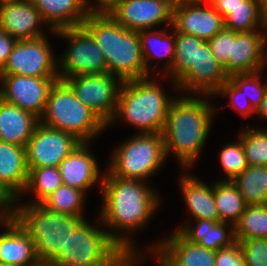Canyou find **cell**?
<instances>
[{
    "mask_svg": "<svg viewBox=\"0 0 267 266\" xmlns=\"http://www.w3.org/2000/svg\"><path fill=\"white\" fill-rule=\"evenodd\" d=\"M82 26L103 51L107 71L123 81L148 78L140 37L120 25L109 13H89Z\"/></svg>",
    "mask_w": 267,
    "mask_h": 266,
    "instance_id": "cell-1",
    "label": "cell"
},
{
    "mask_svg": "<svg viewBox=\"0 0 267 266\" xmlns=\"http://www.w3.org/2000/svg\"><path fill=\"white\" fill-rule=\"evenodd\" d=\"M213 113L207 101L173 99L162 131L166 156L172 149L183 167L195 162L209 133Z\"/></svg>",
    "mask_w": 267,
    "mask_h": 266,
    "instance_id": "cell-2",
    "label": "cell"
},
{
    "mask_svg": "<svg viewBox=\"0 0 267 266\" xmlns=\"http://www.w3.org/2000/svg\"><path fill=\"white\" fill-rule=\"evenodd\" d=\"M102 179V223L117 229L144 226L159 205L155 192L140 180L121 179L109 173Z\"/></svg>",
    "mask_w": 267,
    "mask_h": 266,
    "instance_id": "cell-3",
    "label": "cell"
},
{
    "mask_svg": "<svg viewBox=\"0 0 267 266\" xmlns=\"http://www.w3.org/2000/svg\"><path fill=\"white\" fill-rule=\"evenodd\" d=\"M120 235L92 227L84 219L70 234L54 266H119L133 257L132 243ZM131 243V244H130Z\"/></svg>",
    "mask_w": 267,
    "mask_h": 266,
    "instance_id": "cell-4",
    "label": "cell"
},
{
    "mask_svg": "<svg viewBox=\"0 0 267 266\" xmlns=\"http://www.w3.org/2000/svg\"><path fill=\"white\" fill-rule=\"evenodd\" d=\"M148 80L144 78L123 81L116 111L109 123L121 115L128 123L141 129V133L162 134L173 100L165 97L158 84Z\"/></svg>",
    "mask_w": 267,
    "mask_h": 266,
    "instance_id": "cell-5",
    "label": "cell"
},
{
    "mask_svg": "<svg viewBox=\"0 0 267 266\" xmlns=\"http://www.w3.org/2000/svg\"><path fill=\"white\" fill-rule=\"evenodd\" d=\"M16 221L34 241L39 261H53L65 248L70 234L84 220L83 217L55 213L41 204L16 207Z\"/></svg>",
    "mask_w": 267,
    "mask_h": 266,
    "instance_id": "cell-6",
    "label": "cell"
},
{
    "mask_svg": "<svg viewBox=\"0 0 267 266\" xmlns=\"http://www.w3.org/2000/svg\"><path fill=\"white\" fill-rule=\"evenodd\" d=\"M42 117H45L42 118ZM39 121L45 126L75 135L88 143L107 124L89 107L85 106L72 89L57 80L50 89L44 112Z\"/></svg>",
    "mask_w": 267,
    "mask_h": 266,
    "instance_id": "cell-7",
    "label": "cell"
},
{
    "mask_svg": "<svg viewBox=\"0 0 267 266\" xmlns=\"http://www.w3.org/2000/svg\"><path fill=\"white\" fill-rule=\"evenodd\" d=\"M117 149L108 173L121 179L143 181L155 173L166 158L160 133H141Z\"/></svg>",
    "mask_w": 267,
    "mask_h": 266,
    "instance_id": "cell-8",
    "label": "cell"
},
{
    "mask_svg": "<svg viewBox=\"0 0 267 266\" xmlns=\"http://www.w3.org/2000/svg\"><path fill=\"white\" fill-rule=\"evenodd\" d=\"M69 40V50L62 57L58 78L64 81L71 77L107 73L103 51L92 35L83 27H71L55 31ZM61 72V73H60Z\"/></svg>",
    "mask_w": 267,
    "mask_h": 266,
    "instance_id": "cell-9",
    "label": "cell"
},
{
    "mask_svg": "<svg viewBox=\"0 0 267 266\" xmlns=\"http://www.w3.org/2000/svg\"><path fill=\"white\" fill-rule=\"evenodd\" d=\"M81 143L75 135L39 122L26 145L27 168L59 167L60 162Z\"/></svg>",
    "mask_w": 267,
    "mask_h": 266,
    "instance_id": "cell-10",
    "label": "cell"
},
{
    "mask_svg": "<svg viewBox=\"0 0 267 266\" xmlns=\"http://www.w3.org/2000/svg\"><path fill=\"white\" fill-rule=\"evenodd\" d=\"M114 75L107 73L71 77L64 82L75 96L108 126L113 119L119 92Z\"/></svg>",
    "mask_w": 267,
    "mask_h": 266,
    "instance_id": "cell-11",
    "label": "cell"
},
{
    "mask_svg": "<svg viewBox=\"0 0 267 266\" xmlns=\"http://www.w3.org/2000/svg\"><path fill=\"white\" fill-rule=\"evenodd\" d=\"M45 38L17 41L0 75L58 77L57 64Z\"/></svg>",
    "mask_w": 267,
    "mask_h": 266,
    "instance_id": "cell-12",
    "label": "cell"
},
{
    "mask_svg": "<svg viewBox=\"0 0 267 266\" xmlns=\"http://www.w3.org/2000/svg\"><path fill=\"white\" fill-rule=\"evenodd\" d=\"M4 83L0 98L19 108L33 113L41 120L50 89L58 77H31L23 75H1Z\"/></svg>",
    "mask_w": 267,
    "mask_h": 266,
    "instance_id": "cell-13",
    "label": "cell"
},
{
    "mask_svg": "<svg viewBox=\"0 0 267 266\" xmlns=\"http://www.w3.org/2000/svg\"><path fill=\"white\" fill-rule=\"evenodd\" d=\"M173 5L171 0H121L109 14L124 28L138 32L163 22L172 24Z\"/></svg>",
    "mask_w": 267,
    "mask_h": 266,
    "instance_id": "cell-14",
    "label": "cell"
},
{
    "mask_svg": "<svg viewBox=\"0 0 267 266\" xmlns=\"http://www.w3.org/2000/svg\"><path fill=\"white\" fill-rule=\"evenodd\" d=\"M201 2H176L172 9V24L175 31L193 35L205 41L210 40L224 27V18L210 2L208 8Z\"/></svg>",
    "mask_w": 267,
    "mask_h": 266,
    "instance_id": "cell-15",
    "label": "cell"
},
{
    "mask_svg": "<svg viewBox=\"0 0 267 266\" xmlns=\"http://www.w3.org/2000/svg\"><path fill=\"white\" fill-rule=\"evenodd\" d=\"M228 79L224 67L214 57L209 43L205 41L197 47L196 64L177 83V86L206 95H215Z\"/></svg>",
    "mask_w": 267,
    "mask_h": 266,
    "instance_id": "cell-16",
    "label": "cell"
},
{
    "mask_svg": "<svg viewBox=\"0 0 267 266\" xmlns=\"http://www.w3.org/2000/svg\"><path fill=\"white\" fill-rule=\"evenodd\" d=\"M261 32H235L231 41V55L224 67L228 76L239 73H253L261 71L265 64L264 47L267 35Z\"/></svg>",
    "mask_w": 267,
    "mask_h": 266,
    "instance_id": "cell-17",
    "label": "cell"
},
{
    "mask_svg": "<svg viewBox=\"0 0 267 266\" xmlns=\"http://www.w3.org/2000/svg\"><path fill=\"white\" fill-rule=\"evenodd\" d=\"M153 252L162 266H215L216 251L189 242L178 231Z\"/></svg>",
    "mask_w": 267,
    "mask_h": 266,
    "instance_id": "cell-18",
    "label": "cell"
},
{
    "mask_svg": "<svg viewBox=\"0 0 267 266\" xmlns=\"http://www.w3.org/2000/svg\"><path fill=\"white\" fill-rule=\"evenodd\" d=\"M44 22L32 0L7 4L0 7V28L16 41L44 36L38 24Z\"/></svg>",
    "mask_w": 267,
    "mask_h": 266,
    "instance_id": "cell-19",
    "label": "cell"
},
{
    "mask_svg": "<svg viewBox=\"0 0 267 266\" xmlns=\"http://www.w3.org/2000/svg\"><path fill=\"white\" fill-rule=\"evenodd\" d=\"M86 142H82L64 158L58 167L63 184L86 191L98 181L99 170L96 159L90 154Z\"/></svg>",
    "mask_w": 267,
    "mask_h": 266,
    "instance_id": "cell-20",
    "label": "cell"
},
{
    "mask_svg": "<svg viewBox=\"0 0 267 266\" xmlns=\"http://www.w3.org/2000/svg\"><path fill=\"white\" fill-rule=\"evenodd\" d=\"M8 228L0 234V263L29 266L38 261L33 239L16 221H3Z\"/></svg>",
    "mask_w": 267,
    "mask_h": 266,
    "instance_id": "cell-21",
    "label": "cell"
},
{
    "mask_svg": "<svg viewBox=\"0 0 267 266\" xmlns=\"http://www.w3.org/2000/svg\"><path fill=\"white\" fill-rule=\"evenodd\" d=\"M39 118L0 98V140L26 148Z\"/></svg>",
    "mask_w": 267,
    "mask_h": 266,
    "instance_id": "cell-22",
    "label": "cell"
},
{
    "mask_svg": "<svg viewBox=\"0 0 267 266\" xmlns=\"http://www.w3.org/2000/svg\"><path fill=\"white\" fill-rule=\"evenodd\" d=\"M52 30L82 26L88 16L87 0H32Z\"/></svg>",
    "mask_w": 267,
    "mask_h": 266,
    "instance_id": "cell-23",
    "label": "cell"
},
{
    "mask_svg": "<svg viewBox=\"0 0 267 266\" xmlns=\"http://www.w3.org/2000/svg\"><path fill=\"white\" fill-rule=\"evenodd\" d=\"M28 172L26 148L0 140V182L18 197L26 187Z\"/></svg>",
    "mask_w": 267,
    "mask_h": 266,
    "instance_id": "cell-24",
    "label": "cell"
},
{
    "mask_svg": "<svg viewBox=\"0 0 267 266\" xmlns=\"http://www.w3.org/2000/svg\"><path fill=\"white\" fill-rule=\"evenodd\" d=\"M181 188L195 220L203 219L219 222V214L214 199L213 188L193 177L185 176L181 179Z\"/></svg>",
    "mask_w": 267,
    "mask_h": 266,
    "instance_id": "cell-25",
    "label": "cell"
},
{
    "mask_svg": "<svg viewBox=\"0 0 267 266\" xmlns=\"http://www.w3.org/2000/svg\"><path fill=\"white\" fill-rule=\"evenodd\" d=\"M198 226L180 228L177 230L191 243H197L207 249L218 251L220 248L230 246L235 242L234 227L228 236L225 232L227 222H215L199 219ZM227 236V237H226Z\"/></svg>",
    "mask_w": 267,
    "mask_h": 266,
    "instance_id": "cell-26",
    "label": "cell"
},
{
    "mask_svg": "<svg viewBox=\"0 0 267 266\" xmlns=\"http://www.w3.org/2000/svg\"><path fill=\"white\" fill-rule=\"evenodd\" d=\"M219 222H230L232 227L239 221L246 204L237 186L232 181L221 180L213 187ZM228 219V220H227Z\"/></svg>",
    "mask_w": 267,
    "mask_h": 266,
    "instance_id": "cell-27",
    "label": "cell"
},
{
    "mask_svg": "<svg viewBox=\"0 0 267 266\" xmlns=\"http://www.w3.org/2000/svg\"><path fill=\"white\" fill-rule=\"evenodd\" d=\"M232 182L246 205L267 204V167L248 166Z\"/></svg>",
    "mask_w": 267,
    "mask_h": 266,
    "instance_id": "cell-28",
    "label": "cell"
},
{
    "mask_svg": "<svg viewBox=\"0 0 267 266\" xmlns=\"http://www.w3.org/2000/svg\"><path fill=\"white\" fill-rule=\"evenodd\" d=\"M235 241L267 238V204L247 205L234 225Z\"/></svg>",
    "mask_w": 267,
    "mask_h": 266,
    "instance_id": "cell-29",
    "label": "cell"
},
{
    "mask_svg": "<svg viewBox=\"0 0 267 266\" xmlns=\"http://www.w3.org/2000/svg\"><path fill=\"white\" fill-rule=\"evenodd\" d=\"M175 33V57L169 72L177 84L196 64L197 47H200L205 40L178 31Z\"/></svg>",
    "mask_w": 267,
    "mask_h": 266,
    "instance_id": "cell-30",
    "label": "cell"
},
{
    "mask_svg": "<svg viewBox=\"0 0 267 266\" xmlns=\"http://www.w3.org/2000/svg\"><path fill=\"white\" fill-rule=\"evenodd\" d=\"M84 193L82 190L62 184L41 205L51 212L83 217L81 209H83Z\"/></svg>",
    "mask_w": 267,
    "mask_h": 266,
    "instance_id": "cell-31",
    "label": "cell"
},
{
    "mask_svg": "<svg viewBox=\"0 0 267 266\" xmlns=\"http://www.w3.org/2000/svg\"><path fill=\"white\" fill-rule=\"evenodd\" d=\"M224 25L225 28L235 32L256 31L259 25L263 28L260 18V0L242 1V5L237 6L224 18Z\"/></svg>",
    "mask_w": 267,
    "mask_h": 266,
    "instance_id": "cell-32",
    "label": "cell"
},
{
    "mask_svg": "<svg viewBox=\"0 0 267 266\" xmlns=\"http://www.w3.org/2000/svg\"><path fill=\"white\" fill-rule=\"evenodd\" d=\"M28 181L24 191H35L36 202L41 204L53 191L63 184L58 167L28 169Z\"/></svg>",
    "mask_w": 267,
    "mask_h": 266,
    "instance_id": "cell-33",
    "label": "cell"
},
{
    "mask_svg": "<svg viewBox=\"0 0 267 266\" xmlns=\"http://www.w3.org/2000/svg\"><path fill=\"white\" fill-rule=\"evenodd\" d=\"M148 33L147 30H141L138 31L139 37H140V41H141V47H142V52H143V57H144V62H145V66H146V71L148 72V63L149 61V54L153 57H161V56H169L170 59H168L169 61H167L166 63V68L167 70L169 69V71L172 69L173 66V61H174V57H175V36H169L166 33ZM165 34V35H164ZM151 44H153L151 46ZM163 48L162 51L160 48ZM152 49V50H151ZM155 49H159L161 52L157 53L153 50ZM157 50V51H159ZM146 51L149 53H146ZM153 51V52H152ZM164 52V53H162ZM147 54V56H146ZM169 62V63H168Z\"/></svg>",
    "mask_w": 267,
    "mask_h": 266,
    "instance_id": "cell-34",
    "label": "cell"
},
{
    "mask_svg": "<svg viewBox=\"0 0 267 266\" xmlns=\"http://www.w3.org/2000/svg\"><path fill=\"white\" fill-rule=\"evenodd\" d=\"M240 136L248 166L267 167V132L248 129Z\"/></svg>",
    "mask_w": 267,
    "mask_h": 266,
    "instance_id": "cell-35",
    "label": "cell"
},
{
    "mask_svg": "<svg viewBox=\"0 0 267 266\" xmlns=\"http://www.w3.org/2000/svg\"><path fill=\"white\" fill-rule=\"evenodd\" d=\"M220 163L225 173L229 177V181H233L240 175L247 167L244 148L239 139V143L228 144L221 149Z\"/></svg>",
    "mask_w": 267,
    "mask_h": 266,
    "instance_id": "cell-36",
    "label": "cell"
},
{
    "mask_svg": "<svg viewBox=\"0 0 267 266\" xmlns=\"http://www.w3.org/2000/svg\"><path fill=\"white\" fill-rule=\"evenodd\" d=\"M259 71L253 73H239V74H232L229 76V79L239 88L242 90V93L245 95L246 93L250 97L253 94V97L250 98L252 101L250 102L252 108L257 111L260 107L261 101L263 100L266 86H262L259 83L258 79ZM246 90V91H245ZM250 90V91H249ZM252 91V92H251Z\"/></svg>",
    "mask_w": 267,
    "mask_h": 266,
    "instance_id": "cell-37",
    "label": "cell"
},
{
    "mask_svg": "<svg viewBox=\"0 0 267 266\" xmlns=\"http://www.w3.org/2000/svg\"><path fill=\"white\" fill-rule=\"evenodd\" d=\"M245 259V266H267V238L238 241Z\"/></svg>",
    "mask_w": 267,
    "mask_h": 266,
    "instance_id": "cell-38",
    "label": "cell"
},
{
    "mask_svg": "<svg viewBox=\"0 0 267 266\" xmlns=\"http://www.w3.org/2000/svg\"><path fill=\"white\" fill-rule=\"evenodd\" d=\"M234 38L235 31L224 27L220 32L207 41L210 45L212 54L223 67L228 63L229 55H231V41H233Z\"/></svg>",
    "mask_w": 267,
    "mask_h": 266,
    "instance_id": "cell-39",
    "label": "cell"
},
{
    "mask_svg": "<svg viewBox=\"0 0 267 266\" xmlns=\"http://www.w3.org/2000/svg\"><path fill=\"white\" fill-rule=\"evenodd\" d=\"M215 266H245V259L238 241L216 251Z\"/></svg>",
    "mask_w": 267,
    "mask_h": 266,
    "instance_id": "cell-40",
    "label": "cell"
},
{
    "mask_svg": "<svg viewBox=\"0 0 267 266\" xmlns=\"http://www.w3.org/2000/svg\"><path fill=\"white\" fill-rule=\"evenodd\" d=\"M217 93L218 94H224V95H229L230 96V98H231V103L233 104L232 105V107L234 106L235 108H238V103H237V99L238 98H241V96L240 95H244V94H242V90L241 89H239L230 79H228L220 88H219V90L216 92V95H217ZM239 100V99H238ZM239 102V101H238ZM237 103V104H236ZM248 103V105L246 106V108H245V106L243 105V106H241L242 104H240L239 105V108H238V111L242 114V116L244 115H250L251 113H253V112H256L253 108H252V106H251V104H250V101L249 102H247ZM245 105H246V103H245ZM245 108V109H240V108Z\"/></svg>",
    "mask_w": 267,
    "mask_h": 266,
    "instance_id": "cell-41",
    "label": "cell"
},
{
    "mask_svg": "<svg viewBox=\"0 0 267 266\" xmlns=\"http://www.w3.org/2000/svg\"><path fill=\"white\" fill-rule=\"evenodd\" d=\"M16 198L18 197L8 187H6L2 182H0V208L3 209V207H5V212L2 211L0 213V221L3 222V220L7 221L15 219L17 208H12L11 204H14L13 202ZM10 206L11 209H9Z\"/></svg>",
    "mask_w": 267,
    "mask_h": 266,
    "instance_id": "cell-42",
    "label": "cell"
},
{
    "mask_svg": "<svg viewBox=\"0 0 267 266\" xmlns=\"http://www.w3.org/2000/svg\"><path fill=\"white\" fill-rule=\"evenodd\" d=\"M16 42L11 35L0 28V71L6 65Z\"/></svg>",
    "mask_w": 267,
    "mask_h": 266,
    "instance_id": "cell-43",
    "label": "cell"
},
{
    "mask_svg": "<svg viewBox=\"0 0 267 266\" xmlns=\"http://www.w3.org/2000/svg\"><path fill=\"white\" fill-rule=\"evenodd\" d=\"M244 0H210L212 7L225 18L233 9L242 5Z\"/></svg>",
    "mask_w": 267,
    "mask_h": 266,
    "instance_id": "cell-44",
    "label": "cell"
},
{
    "mask_svg": "<svg viewBox=\"0 0 267 266\" xmlns=\"http://www.w3.org/2000/svg\"><path fill=\"white\" fill-rule=\"evenodd\" d=\"M121 0H98L100 8L88 7V13H110ZM94 8V9H93Z\"/></svg>",
    "mask_w": 267,
    "mask_h": 266,
    "instance_id": "cell-45",
    "label": "cell"
},
{
    "mask_svg": "<svg viewBox=\"0 0 267 266\" xmlns=\"http://www.w3.org/2000/svg\"><path fill=\"white\" fill-rule=\"evenodd\" d=\"M260 18L264 30H267V0H260Z\"/></svg>",
    "mask_w": 267,
    "mask_h": 266,
    "instance_id": "cell-46",
    "label": "cell"
},
{
    "mask_svg": "<svg viewBox=\"0 0 267 266\" xmlns=\"http://www.w3.org/2000/svg\"><path fill=\"white\" fill-rule=\"evenodd\" d=\"M257 115L263 116L267 119V86L265 89V94L263 100L261 101L260 107L256 111Z\"/></svg>",
    "mask_w": 267,
    "mask_h": 266,
    "instance_id": "cell-47",
    "label": "cell"
},
{
    "mask_svg": "<svg viewBox=\"0 0 267 266\" xmlns=\"http://www.w3.org/2000/svg\"><path fill=\"white\" fill-rule=\"evenodd\" d=\"M135 257H128L126 258L119 266H134L133 264L135 263L134 262V259ZM133 259V260H132ZM131 264V265H130Z\"/></svg>",
    "mask_w": 267,
    "mask_h": 266,
    "instance_id": "cell-48",
    "label": "cell"
},
{
    "mask_svg": "<svg viewBox=\"0 0 267 266\" xmlns=\"http://www.w3.org/2000/svg\"><path fill=\"white\" fill-rule=\"evenodd\" d=\"M29 266H54L51 261H37L36 263Z\"/></svg>",
    "mask_w": 267,
    "mask_h": 266,
    "instance_id": "cell-49",
    "label": "cell"
},
{
    "mask_svg": "<svg viewBox=\"0 0 267 266\" xmlns=\"http://www.w3.org/2000/svg\"><path fill=\"white\" fill-rule=\"evenodd\" d=\"M24 0H0V7L7 5V4H12V3H17V2H22Z\"/></svg>",
    "mask_w": 267,
    "mask_h": 266,
    "instance_id": "cell-50",
    "label": "cell"
},
{
    "mask_svg": "<svg viewBox=\"0 0 267 266\" xmlns=\"http://www.w3.org/2000/svg\"><path fill=\"white\" fill-rule=\"evenodd\" d=\"M210 2V0H179L178 2H185V3H196V2H201V3H205V2Z\"/></svg>",
    "mask_w": 267,
    "mask_h": 266,
    "instance_id": "cell-51",
    "label": "cell"
},
{
    "mask_svg": "<svg viewBox=\"0 0 267 266\" xmlns=\"http://www.w3.org/2000/svg\"><path fill=\"white\" fill-rule=\"evenodd\" d=\"M0 266H19V265H13V264H1V263H0Z\"/></svg>",
    "mask_w": 267,
    "mask_h": 266,
    "instance_id": "cell-52",
    "label": "cell"
},
{
    "mask_svg": "<svg viewBox=\"0 0 267 266\" xmlns=\"http://www.w3.org/2000/svg\"><path fill=\"white\" fill-rule=\"evenodd\" d=\"M173 3H176V2H178L179 0H171Z\"/></svg>",
    "mask_w": 267,
    "mask_h": 266,
    "instance_id": "cell-53",
    "label": "cell"
}]
</instances>
